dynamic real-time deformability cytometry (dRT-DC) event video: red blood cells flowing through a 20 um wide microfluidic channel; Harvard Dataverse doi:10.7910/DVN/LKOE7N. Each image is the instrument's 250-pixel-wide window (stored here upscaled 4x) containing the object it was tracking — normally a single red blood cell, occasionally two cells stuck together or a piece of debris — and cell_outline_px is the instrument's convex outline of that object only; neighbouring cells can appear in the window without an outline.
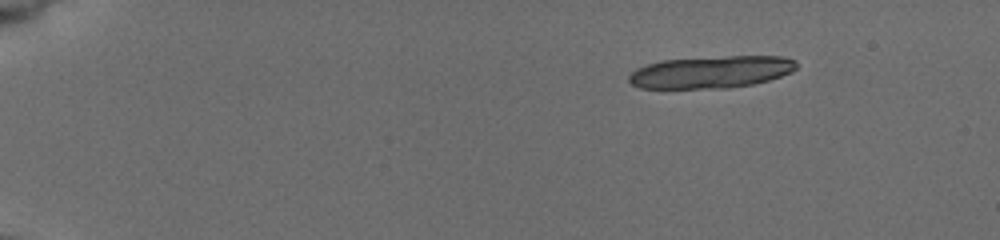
{"species": "common noctule bat (a hibernating species)", "species_latin": "Nyctalus noctula", "temperature_condition": "cold", "stored_images_in_passage": 17, "camera_frame_rate_fps": 3000, "um_per_image_px": 0.085, "animal": {"sex": "female", "body_mass_g": 19.5, "forearm_length_mm": 54.1}, "frame": {"image": 1, "passage_image": 1, "time_ms": 0.0, "image_size_px": [1000, 240], "cell_outline_px": [[796, 68], [792, 72], [768, 80], [752, 84], [724, 88], [640, 88], [632, 84], [628, 80], [628, 76], [636, 68], [660, 60], [728, 56], [780, 56], [796, 60]], "centroid_in_image_um": [60.43, 6.12], "position_along_channel_um": 24.6, "area_um2": 31.33}}
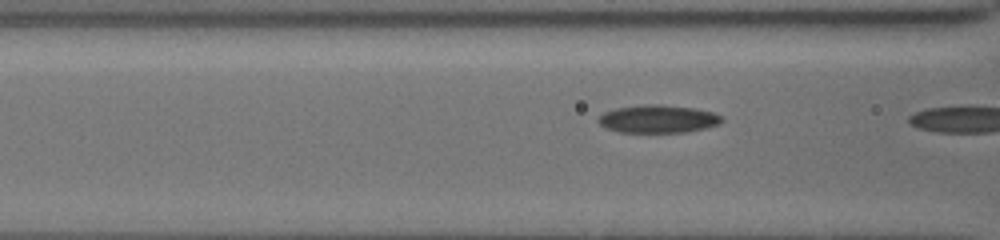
{"frame": {"image": 2, "passage_image": 16, "time_ms": 5.0, "image_size_px": [1000, 240], "cell_outline_px": [[724, 120], [720, 124], [704, 128], [684, 132], [620, 132], [608, 128], [600, 124], [596, 120], [604, 112], [616, 108], [640, 104], [660, 104], [692, 108], [712, 112], [724, 116]], "centroid_in_image_um": [55.94, 10.1], "position_along_channel_um": 110.7, "area_um2": 20.06}}